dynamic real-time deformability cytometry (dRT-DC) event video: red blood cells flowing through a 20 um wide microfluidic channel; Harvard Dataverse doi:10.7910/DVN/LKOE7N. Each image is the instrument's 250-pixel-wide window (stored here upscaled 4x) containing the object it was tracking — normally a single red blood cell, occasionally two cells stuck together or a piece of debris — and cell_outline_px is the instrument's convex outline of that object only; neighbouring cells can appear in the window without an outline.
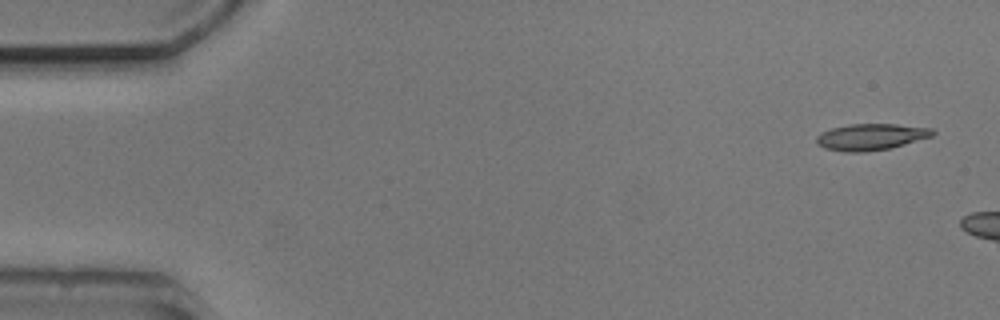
{"species": "common noctule bat (a hibernating species)", "species_latin": "Nyctalus noctula", "temperature_condition": "cold", "stored_images_in_passage": 2, "camera_frame_rate_fps": 3000, "um_per_image_px": 0.085, "animal": {"sex": "male", "body_mass_g": 20.5, "forearm_length_mm": 52.5}, "frame": {"image": 1, "passage_image": 1, "time_ms": 0.0, "image_size_px": [1000, 320], "cell_outline_px": [[936, 132], [932, 136], [904, 144], [888, 148], [864, 152], [844, 152], [824, 148], [816, 144], [816, 136], [820, 132], [832, 128], [852, 124], [896, 124], [932, 128]], "centroid_in_image_um": [73.99, 11.63], "position_along_channel_um": 11.0, "area_um2": 17.86}}